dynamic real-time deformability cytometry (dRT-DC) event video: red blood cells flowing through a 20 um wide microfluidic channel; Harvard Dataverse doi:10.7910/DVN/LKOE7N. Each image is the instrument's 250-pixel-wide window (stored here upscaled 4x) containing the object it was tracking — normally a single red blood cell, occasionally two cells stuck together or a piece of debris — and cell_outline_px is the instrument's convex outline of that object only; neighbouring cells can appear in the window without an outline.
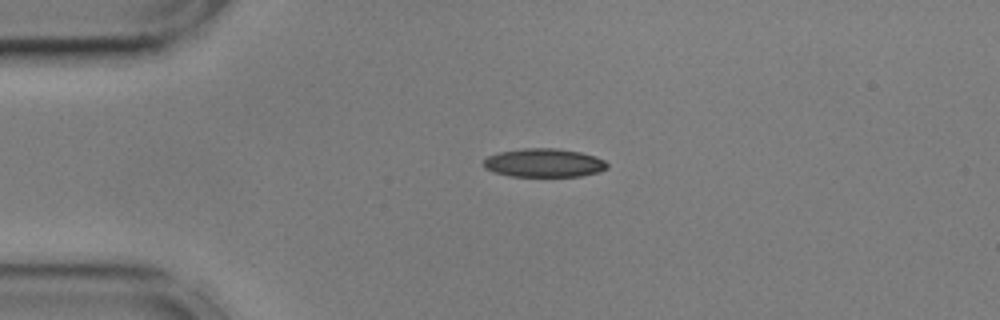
{"species": "common noctule bat (a hibernating species)", "species_latin": "Nyctalus noctula", "temperature_condition": "cold", "stored_images_in_passage": 44, "camera_frame_rate_fps": 3000, "um_per_image_px": 0.085, "animal": {"sex": "male", "body_mass_g": 17.9, "forearm_length_mm": 54.2}, "frame": {"image": 1, "passage_image": 1, "time_ms": 0.0, "image_size_px": [1000, 320], "cell_outline_px": [[608, 168], [600, 172], [580, 176], [508, 176], [484, 168], [484, 160], [488, 156], [500, 152], [524, 148], [556, 148], [580, 152], [596, 156], [604, 160], [608, 164]], "centroid_in_image_um": [46.27, 13.84], "position_along_channel_um": 38.7, "area_um2": 20.58}}
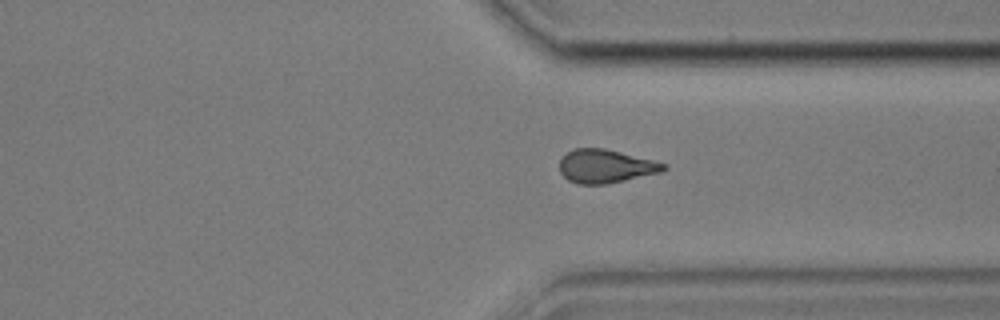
{"frame": {"image": 2, "passage_image": 30, "time_ms": 9.667, "image_size_px": [1000, 320], "cell_outline_px": [[668, 168], [660, 172], [624, 180], [604, 184], [580, 184], [568, 180], [560, 172], [560, 160], [568, 152], [576, 148], [604, 148], [668, 164]], "centroid_in_image_um": [51.48, 14.13], "position_along_channel_um": 359.9, "area_um2": 20.0}}
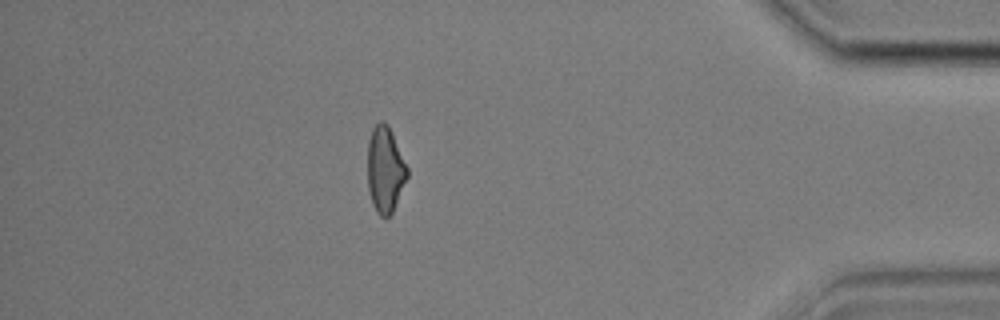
{"frame": {"image": 3, "passage_image": 37, "time_ms": 12.0, "image_size_px": [1000, 320], "cell_outline_px": [[408, 176], [392, 212], [388, 216], [380, 216], [376, 212], [372, 204], [368, 192], [368, 140], [372, 128], [380, 120], [384, 120], [388, 124], [392, 132], [408, 168]], "centroid_in_image_um": [32.72, 14.38], "position_along_channel_um": 402.5, "area_um2": 19.94}, "authors_computed_cell_mechanics": {"area_um2": 20.3745, "velocity_mm_per_s": 3.6044, "shape_relaxation_time_tau1_ms": null, "shape_relaxation_time_tau2_ms": 6.5192, "deformation_change_tau1": null, "deformation_change_tau2": 0.1363}}